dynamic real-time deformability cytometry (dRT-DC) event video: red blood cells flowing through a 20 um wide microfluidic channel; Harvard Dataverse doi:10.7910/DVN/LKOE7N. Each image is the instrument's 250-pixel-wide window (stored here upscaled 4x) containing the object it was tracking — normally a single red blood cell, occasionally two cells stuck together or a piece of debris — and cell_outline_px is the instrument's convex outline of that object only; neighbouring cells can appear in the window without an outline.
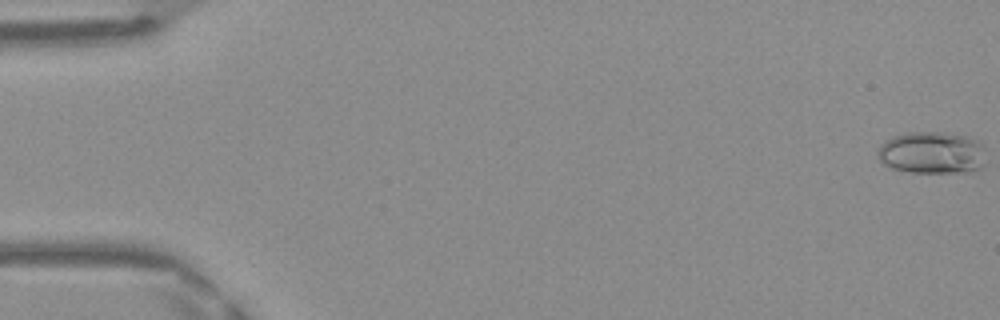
{"species": "Egyptian fruit bat (a non-hibernating species)", "species_latin": "Rousettus aegyptiacus", "temperature_condition": "warm", "stored_images_in_passage": 49, "camera_frame_rate_fps": 3000, "um_per_image_px": 0.085, "frame": {"image": 1, "passage_image": 1, "time_ms": 0.0, "image_size_px": [1000, 320], "cell_outline_px": [[984, 164], [980, 168], [968, 172], [912, 172], [892, 168], [884, 164], [880, 160], [876, 152], [880, 144], [892, 136], [904, 132], [944, 132], [968, 136], [984, 144]], "centroid_in_image_um": [79.21, 12.96], "position_along_channel_um": 5.8, "area_um2": 26.88}}
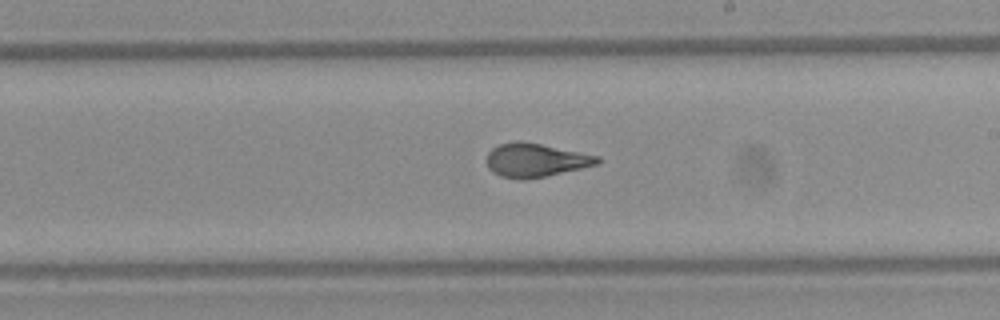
{"frame": {"image": 2, "passage_image": 29, "time_ms": 9.333, "image_size_px": [1000, 320], "cell_outline_px": [[600, 164], [544, 176], [524, 180], [520, 180], [500, 176], [492, 172], [488, 168], [488, 152], [492, 148], [500, 144], [516, 140], [520, 140], [600, 156]], "centroid_in_image_um": [45.51, 13.61], "position_along_channel_um": 243.5, "area_um2": 21.62}}
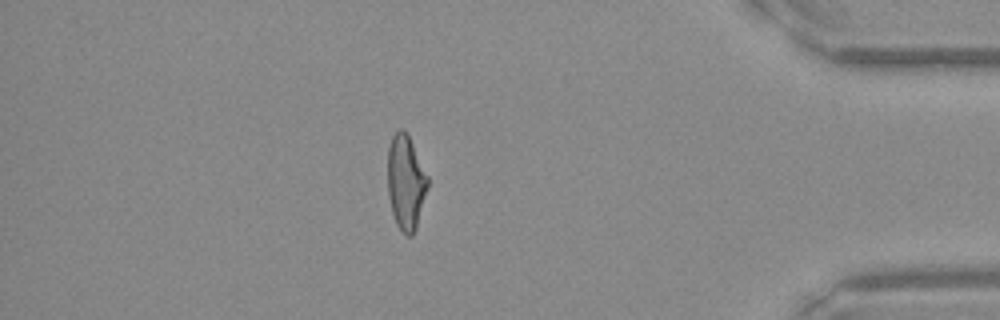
{"frame": {"image": 3, "passage_image": 43, "time_ms": 14.0, "image_size_px": [1000, 320], "cell_outline_px": [[428, 188], [416, 228], [412, 236], [408, 236], [400, 232], [396, 224], [392, 212], [388, 196], [388, 148], [392, 136], [400, 128], [404, 128], [408, 132], [428, 176]], "centroid_in_image_um": [34.5, 15.48], "position_along_channel_um": 400.7, "area_um2": 22.43}, "authors_computed_cell_mechanics": {"area_um2": 22.4264, "velocity_mm_per_s": 4.1941, "shape_relaxation_time_tau1_ms": 6.4866, "shape_relaxation_time_tau2_ms": 0.9761, "deformation_change_tau1": 0.2206, "deformation_change_tau2": 0.0847}}